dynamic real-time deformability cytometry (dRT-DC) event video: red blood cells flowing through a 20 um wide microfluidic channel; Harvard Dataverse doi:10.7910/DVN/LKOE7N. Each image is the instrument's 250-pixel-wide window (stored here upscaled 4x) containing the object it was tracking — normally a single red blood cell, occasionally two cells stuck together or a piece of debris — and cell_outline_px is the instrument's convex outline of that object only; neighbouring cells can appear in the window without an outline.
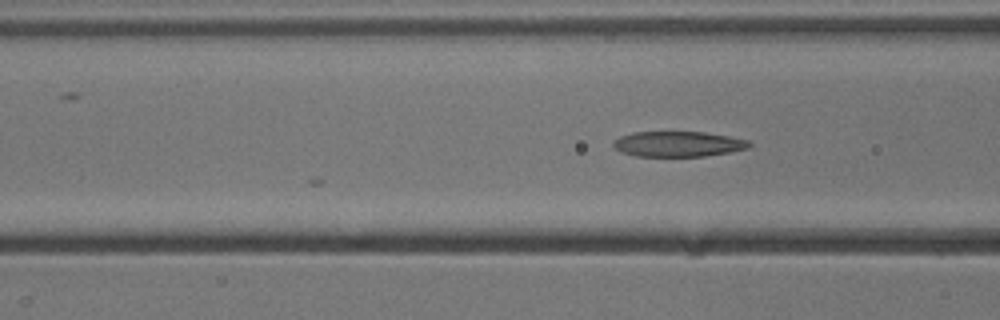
{"species": "common noctule bat (a hibernating species)", "species_latin": "Nyctalus noctula", "temperature_condition": "cold", "stored_images_in_passage": 5, "camera_frame_rate_fps": 3000, "um_per_image_px": 0.085, "animal": {"sex": "male", "body_mass_g": 13.3}, "frame": {"image": 1, "passage_image": 5, "time_ms": 1.333, "image_size_px": [1000, 320], "cell_outline_px": [[752, 144], [748, 148], [732, 152], [704, 156], [636, 156], [620, 152], [612, 144], [620, 136], [632, 132], [704, 132], [728, 136], [748, 140]], "centroid_in_image_um": [57.65, 12.24], "position_along_channel_um": 108.9, "area_um2": 20.06}}